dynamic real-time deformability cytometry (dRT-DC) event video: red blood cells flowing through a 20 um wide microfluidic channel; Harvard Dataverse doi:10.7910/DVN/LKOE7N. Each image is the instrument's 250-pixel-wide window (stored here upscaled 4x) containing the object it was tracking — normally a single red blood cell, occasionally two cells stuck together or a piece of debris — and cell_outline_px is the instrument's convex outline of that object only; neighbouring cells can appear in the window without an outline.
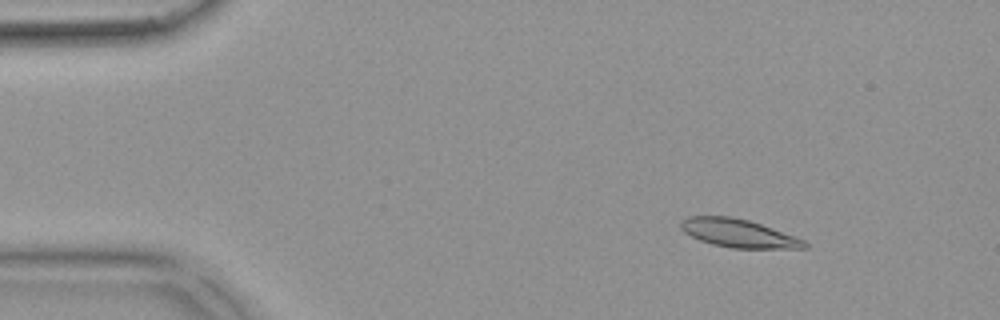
{"species": "common noctule bat (a hibernating species)", "species_latin": "Nyctalus noctula", "temperature_condition": "warm", "stored_images_in_passage": 53, "camera_frame_rate_fps": 3000, "um_per_image_px": 0.085, "animal": {"sex": "female", "body_mass_g": 18.4}, "frame": {"image": 1, "passage_image": 7, "time_ms": 2.0, "image_size_px": [1000, 320], "cell_outline_px": [[808, 248], [732, 248], [712, 244], [700, 240], [684, 232], [680, 228], [680, 220], [688, 216], [732, 216], [748, 220], [772, 228], [804, 240], [808, 244]], "centroid_in_image_um": [62.73, 19.82], "position_along_channel_um": 22.3, "area_um2": 20.23}}
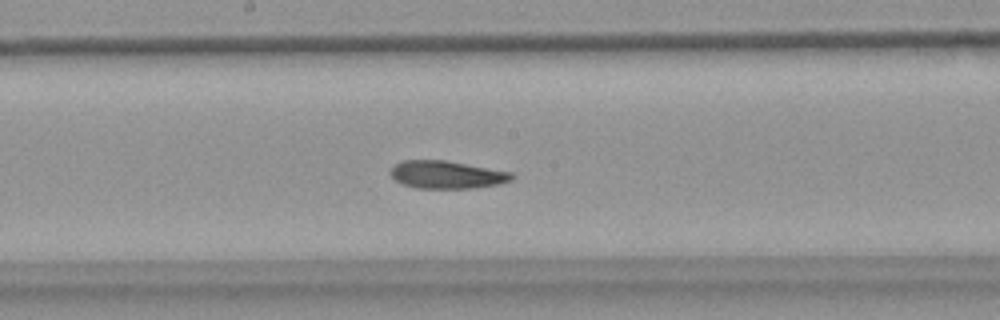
{"frame": {"image": 2, "passage_image": 28, "time_ms": 9.0, "image_size_px": [1000, 320], "cell_outline_px": [[516, 176], [512, 180], [500, 184], [476, 188], [416, 188], [400, 184], [388, 172], [396, 164], [404, 160], [444, 160], [512, 172]], "centroid_in_image_um": [37.99, 14.86], "position_along_channel_um": 210.2, "area_um2": 19.71}}
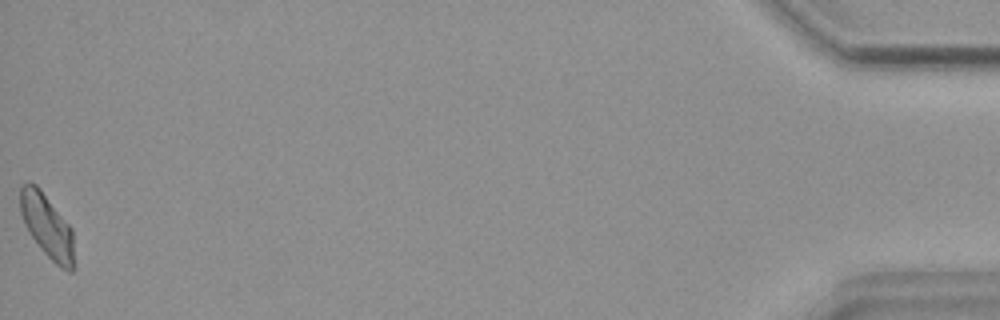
{"frame": {"image": 3, "passage_image": 53, "time_ms": 17.333, "image_size_px": [1000, 320], "cell_outline_px": [[76, 268], [72, 272], [68, 272], [60, 268], [40, 248], [28, 232], [24, 224], [20, 212], [20, 184], [28, 180], [36, 184], [40, 188], [72, 228]], "centroid_in_image_um": [4.02, 19.23], "position_along_channel_um": 431.2, "area_um2": 20.58}, "authors_computed_cell_mechanics": {"area_um2": 20.0566, "velocity_mm_per_s": 3.8329, "shape_relaxation_time_tau1_ms": null, "shape_relaxation_time_tau2_ms": 3.7785, "deformation_change_tau1": null, "deformation_change_tau2": 0.0973}}